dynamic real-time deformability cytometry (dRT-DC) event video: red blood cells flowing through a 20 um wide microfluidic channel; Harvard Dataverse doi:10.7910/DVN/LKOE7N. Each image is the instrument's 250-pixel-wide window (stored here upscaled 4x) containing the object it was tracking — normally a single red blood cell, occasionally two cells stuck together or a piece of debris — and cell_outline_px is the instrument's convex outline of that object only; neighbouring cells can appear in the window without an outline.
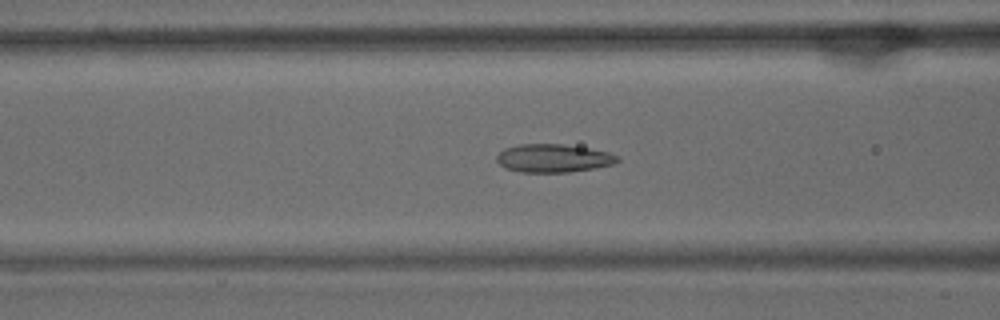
{"species": "common noctule bat (a hibernating species)", "species_latin": "Nyctalus noctula", "temperature_condition": "warm", "stored_images_in_passage": 51, "camera_frame_rate_fps": 3000, "um_per_image_px": 0.085, "animal": {"sex": "male", "body_mass_g": 15.6}, "frame": {"image": 1, "passage_image": 20, "time_ms": 6.333, "image_size_px": [1000, 320], "cell_outline_px": [[620, 160], [612, 164], [596, 168], [568, 172], [520, 172], [504, 168], [496, 160], [496, 156], [504, 148], [520, 144], [560, 144], [588, 148], [608, 152], [620, 156]], "centroid_in_image_um": [47.03, 13.45], "position_along_channel_um": 119.6, "area_um2": 19.88}}
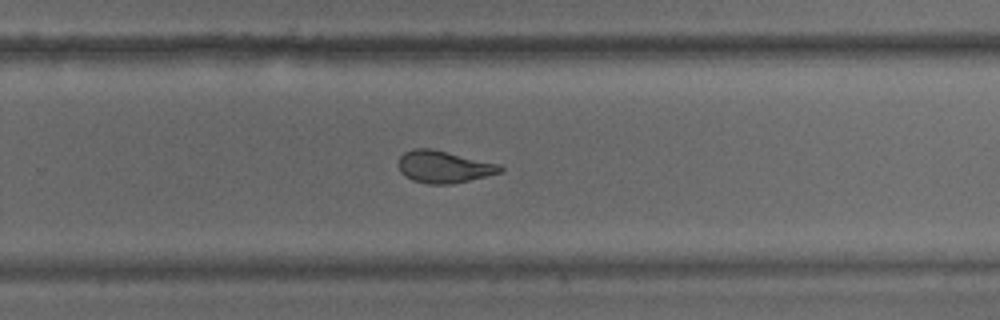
{"frame": {"image": 2, "passage_image": 33, "time_ms": 10.667, "image_size_px": [1000, 320], "cell_outline_px": [[504, 168], [500, 172], [452, 184], [428, 184], [412, 180], [400, 172], [400, 156], [404, 152], [412, 148], [432, 148], [500, 164]], "centroid_in_image_um": [37.71, 14.16], "position_along_channel_um": 292.1, "area_um2": 18.9}}
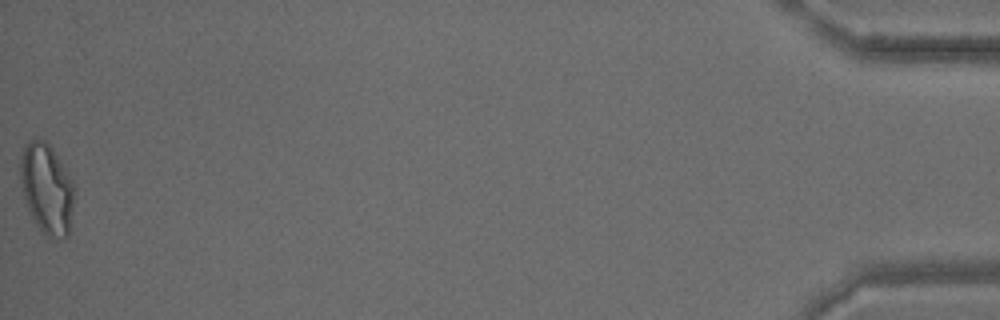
{"frame": {"image": 3, "passage_image": 51, "time_ms": 16.667, "image_size_px": [1000, 320], "cell_outline_px": [[72, 204], [68, 236], [44, 236], [36, 224], [28, 208], [24, 196], [20, 180], [20, 156], [24, 148], [32, 140], [44, 140], [52, 148], [72, 180]], "centroid_in_image_um": [3.94, 16.03], "position_along_channel_um": 431.3, "area_um2": 27.46}, "authors_computed_cell_mechanics": {"area_um2": 20.9814, "velocity_mm_per_s": 3.9793, "shape_relaxation_time_tau1_ms": null, "shape_relaxation_time_tau2_ms": 1.0569, "deformation_change_tau1": null, "deformation_change_tau2": 0.0767}}